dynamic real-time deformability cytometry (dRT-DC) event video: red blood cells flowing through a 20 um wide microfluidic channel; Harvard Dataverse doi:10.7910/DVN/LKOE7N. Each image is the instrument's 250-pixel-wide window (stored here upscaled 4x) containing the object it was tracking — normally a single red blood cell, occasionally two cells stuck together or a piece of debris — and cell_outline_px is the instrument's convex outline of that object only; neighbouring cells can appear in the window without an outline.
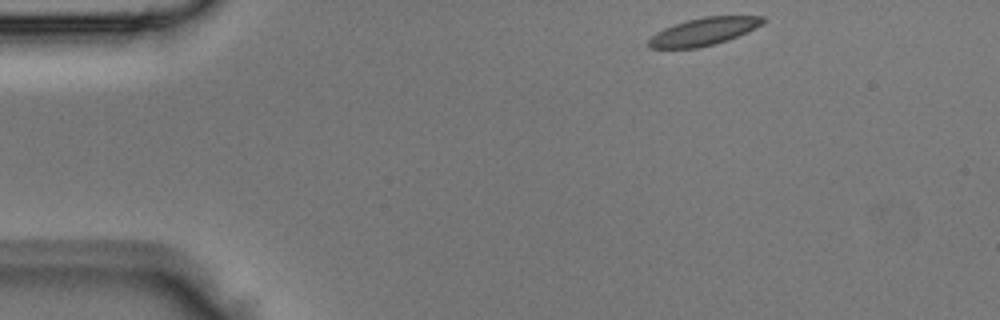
{"species": "Egyptian fruit bat (a non-hibernating species)", "species_latin": "Rousettus aegyptiacus", "temperature_condition": "room temperature", "stored_images_in_passage": 3, "camera_frame_rate_fps": 3000, "um_per_image_px": 0.085, "animal": {"sex": "male"}, "frame": {"image": 1, "passage_image": 1, "time_ms": 0.0, "image_size_px": [1000, 320], "cell_outline_px": [[768, 20], [748, 32], [728, 40], [716, 44], [696, 48], [648, 48], [648, 40], [656, 32], [664, 28], [688, 20], [704, 16], [764, 16]], "centroid_in_image_um": [59.84, 2.68], "position_along_channel_um": 25.2, "area_um2": 18.38}}